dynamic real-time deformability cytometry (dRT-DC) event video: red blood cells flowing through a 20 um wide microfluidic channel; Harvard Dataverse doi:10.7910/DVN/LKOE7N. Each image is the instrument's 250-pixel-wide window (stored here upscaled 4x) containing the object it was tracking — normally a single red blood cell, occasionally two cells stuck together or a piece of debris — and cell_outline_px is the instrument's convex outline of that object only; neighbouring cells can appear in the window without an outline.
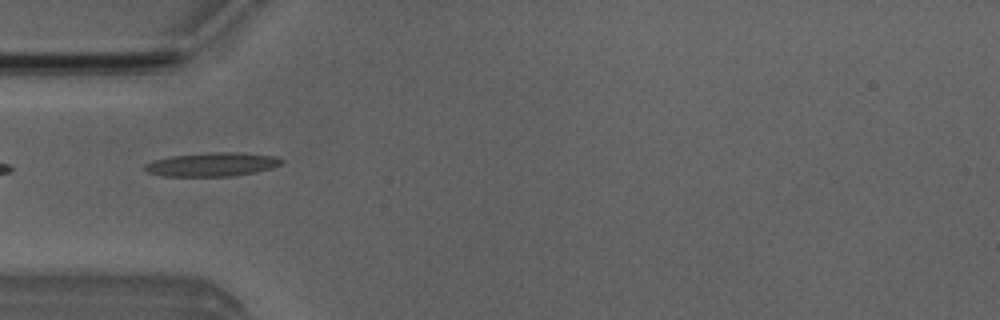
{"species": "Egyptian fruit bat (a non-hibernating species)", "species_latin": "Rousettus aegyptiacus", "temperature_condition": "room temperature", "stored_images_in_passage": 6, "camera_frame_rate_fps": 3000, "um_per_image_px": 0.085, "animal": {"sex": "male"}, "frame": {"image": 1, "passage_image": 5, "time_ms": 4.667, "image_size_px": [1000, 320], "cell_outline_px": [[284, 164], [272, 168], [256, 172], [232, 176], [160, 176], [148, 172], [144, 168], [144, 164], [152, 160], [172, 156], [208, 152], [244, 152], [276, 156], [284, 160]], "centroid_in_image_um": [18.07, 13.97], "position_along_channel_um": 66.9, "area_um2": 19.25}}